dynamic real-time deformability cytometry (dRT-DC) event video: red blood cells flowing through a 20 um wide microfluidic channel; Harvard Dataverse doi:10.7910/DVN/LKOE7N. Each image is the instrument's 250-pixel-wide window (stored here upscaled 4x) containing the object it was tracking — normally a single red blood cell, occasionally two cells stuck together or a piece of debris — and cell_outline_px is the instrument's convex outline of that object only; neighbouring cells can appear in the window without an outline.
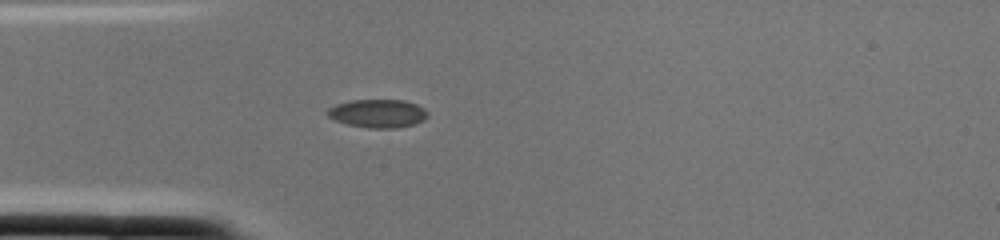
{"species": "common noctule bat (a hibernating species)", "species_latin": "Nyctalus noctula", "temperature_condition": "cold", "stored_images_in_passage": 2, "camera_frame_rate_fps": 3000, "um_per_image_px": 0.085, "animal": {"sex": "female", "body_mass_g": 22.0, "forearm_length_mm": 56.7}, "frame": {"image": 1, "passage_image": 2, "time_ms": 0.333, "image_size_px": [1000, 240], "cell_outline_px": [[428, 116], [424, 120], [416, 124], [396, 128], [368, 128], [348, 124], [336, 120], [328, 116], [324, 112], [328, 108], [336, 104], [352, 100], [404, 100], [416, 104], [424, 108], [428, 112]], "centroid_in_image_um": [32.12, 9.64], "position_along_channel_um": 52.9, "area_um2": 16.65}}